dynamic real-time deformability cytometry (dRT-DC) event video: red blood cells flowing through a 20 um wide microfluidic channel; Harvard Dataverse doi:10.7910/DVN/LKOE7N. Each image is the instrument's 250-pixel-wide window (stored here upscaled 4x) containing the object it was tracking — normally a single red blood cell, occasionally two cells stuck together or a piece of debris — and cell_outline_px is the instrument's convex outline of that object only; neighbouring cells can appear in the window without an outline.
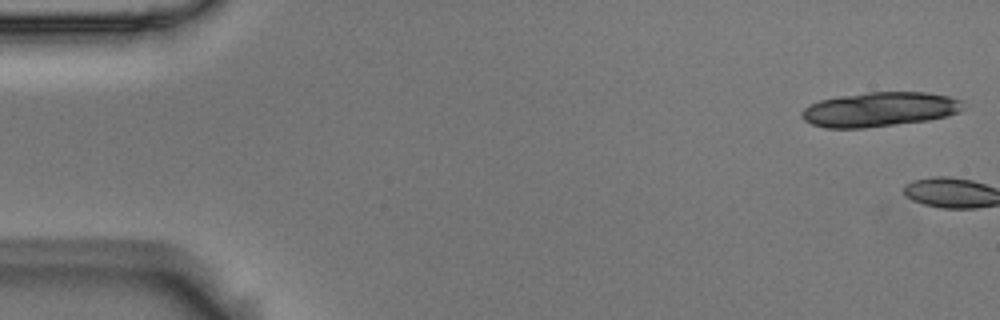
{"species": "Egyptian fruit bat (a non-hibernating species)", "species_latin": "Rousettus aegyptiacus", "temperature_condition": "room temperature", "stored_images_in_passage": 3, "camera_frame_rate_fps": 3000, "um_per_image_px": 0.085, "animal": {"sex": "male"}, "frame": {"image": 1, "passage_image": 1, "time_ms": 0.0, "image_size_px": [1000, 320], "cell_outline_px": [[960, 112], [948, 116], [928, 120], [864, 128], [824, 128], [812, 124], [804, 120], [800, 116], [800, 112], [804, 108], [820, 100], [840, 96], [868, 92], [924, 92], [948, 96], [960, 100]], "centroid_in_image_um": [74.72, 9.3], "position_along_channel_um": 10.3, "area_um2": 32.25}}